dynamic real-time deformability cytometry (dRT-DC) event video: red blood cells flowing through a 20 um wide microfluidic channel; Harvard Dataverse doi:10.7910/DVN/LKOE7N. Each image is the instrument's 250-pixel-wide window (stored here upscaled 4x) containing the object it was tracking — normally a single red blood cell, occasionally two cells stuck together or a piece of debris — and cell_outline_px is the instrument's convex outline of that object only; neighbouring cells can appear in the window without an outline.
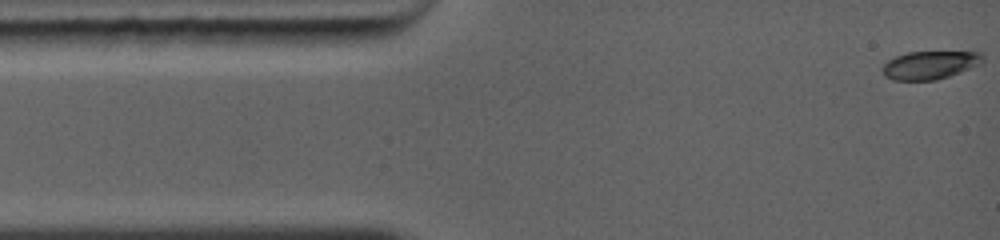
{"species": "common noctule bat (a hibernating species)", "species_latin": "Nyctalus noctula", "temperature_condition": "warm", "stored_images_in_passage": 15, "camera_frame_rate_fps": 5000, "um_per_image_px": 0.085, "animal": {"sex": "female", "body_mass_g": 19.0, "forearm_length_mm": 56.7}, "frame": {"image": 1, "passage_image": 1, "time_ms": 0.0, "image_size_px": [1000, 240], "cell_outline_px": [[984, 60], [980, 64], [960, 72], [936, 80], [892, 80], [884, 76], [880, 68], [888, 60], [896, 56], [908, 52], [980, 52], [984, 56]], "centroid_in_image_um": [79.01, 5.53], "position_along_channel_um": 6.0, "area_um2": 16.47}}
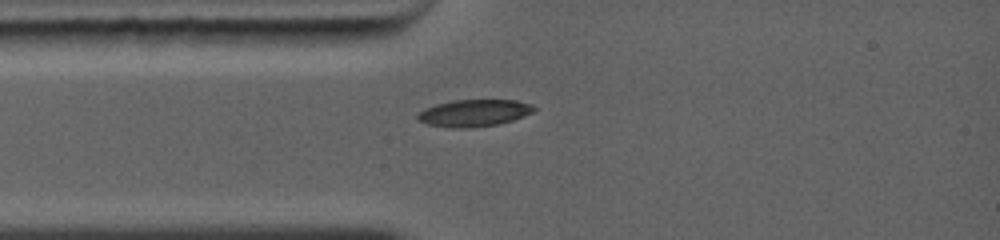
{"frame": {"image": 2, "passage_image": 13, "time_ms": 2.6, "image_size_px": [1000, 240], "cell_outline_px": [[536, 108], [532, 112], [524, 116], [500, 124], [468, 128], [452, 128], [428, 124], [416, 120], [416, 116], [424, 108], [436, 104], [452, 100], [516, 100], [532, 104]], "centroid_in_image_um": [40.28, 9.6], "position_along_channel_um": 44.7, "area_um2": 18.38}}